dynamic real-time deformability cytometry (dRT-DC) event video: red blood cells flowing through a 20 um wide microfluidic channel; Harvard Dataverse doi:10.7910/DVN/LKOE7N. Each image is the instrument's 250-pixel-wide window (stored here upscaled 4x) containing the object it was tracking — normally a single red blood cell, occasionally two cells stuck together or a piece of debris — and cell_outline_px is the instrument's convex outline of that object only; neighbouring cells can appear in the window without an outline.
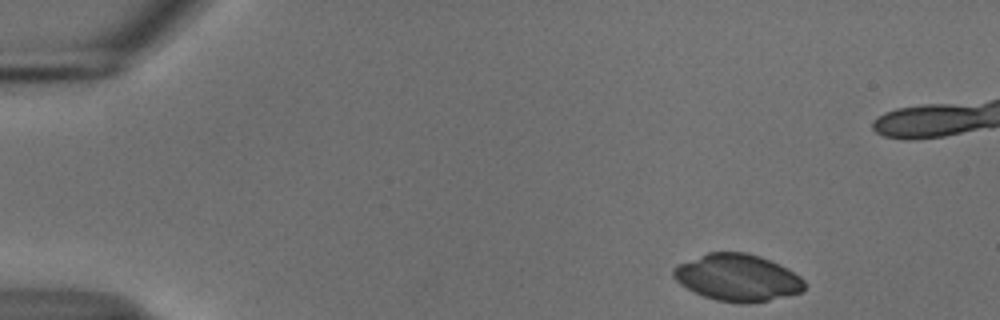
{"species": "common noctule bat (a hibernating species)", "species_latin": "Nyctalus noctula", "temperature_condition": "cold", "stored_images_in_passage": 49, "camera_frame_rate_fps": 3000, "um_per_image_px": 0.085, "animal": {"sex": "male", "body_mass_g": 18.8}, "frame": {"image": 1, "passage_image": 1, "time_ms": 0.0, "image_size_px": [1000, 320], "cell_outline_px": [[804, 292], [788, 296], [748, 304], [740, 304], [716, 300], [704, 296], [680, 284], [672, 276], [672, 268], [676, 264], [708, 252], [748, 252], [760, 256], [780, 264], [788, 268], [800, 276], [804, 280]], "centroid_in_image_um": [62.69, 23.59], "position_along_channel_um": 22.3, "area_um2": 36.18}}